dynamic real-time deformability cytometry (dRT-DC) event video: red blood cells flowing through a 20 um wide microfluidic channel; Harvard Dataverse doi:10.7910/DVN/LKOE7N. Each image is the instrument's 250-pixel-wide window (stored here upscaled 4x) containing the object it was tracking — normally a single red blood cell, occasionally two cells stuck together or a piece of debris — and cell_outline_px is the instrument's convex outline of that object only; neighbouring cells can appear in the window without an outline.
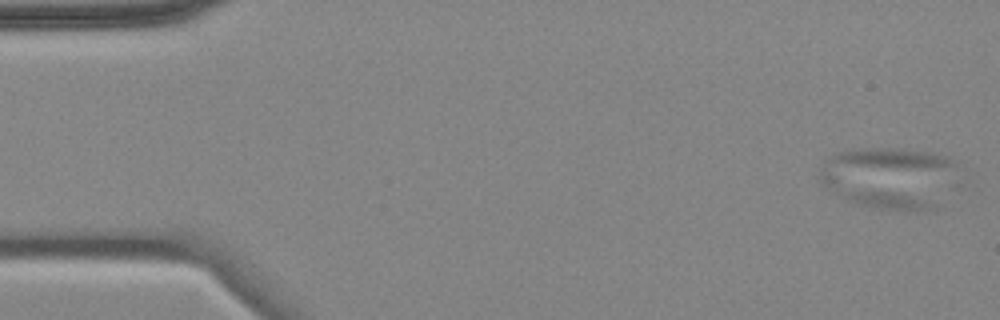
{"species": "common noctule bat (a hibernating species)", "species_latin": "Nyctalus noctula", "temperature_condition": "cold", "stored_images_in_passage": 5, "camera_frame_rate_fps": 3000, "um_per_image_px": 0.085, "animal": {"sex": "female", "body_mass_g": 18.4}, "frame": {"image": 1, "passage_image": 1, "time_ms": 0.0, "image_size_px": [1000, 320], "cell_outline_px": [[956, 164], [940, 208], [924, 212], [900, 212], [876, 208], [856, 204], [840, 196], [820, 180], [820, 168], [824, 160], [828, 156], [836, 152], [860, 148], [900, 148], [928, 152], [948, 156]], "centroid_in_image_um": [75.59, 15.13], "position_along_channel_um": 9.4, "area_um2": 50.17}}